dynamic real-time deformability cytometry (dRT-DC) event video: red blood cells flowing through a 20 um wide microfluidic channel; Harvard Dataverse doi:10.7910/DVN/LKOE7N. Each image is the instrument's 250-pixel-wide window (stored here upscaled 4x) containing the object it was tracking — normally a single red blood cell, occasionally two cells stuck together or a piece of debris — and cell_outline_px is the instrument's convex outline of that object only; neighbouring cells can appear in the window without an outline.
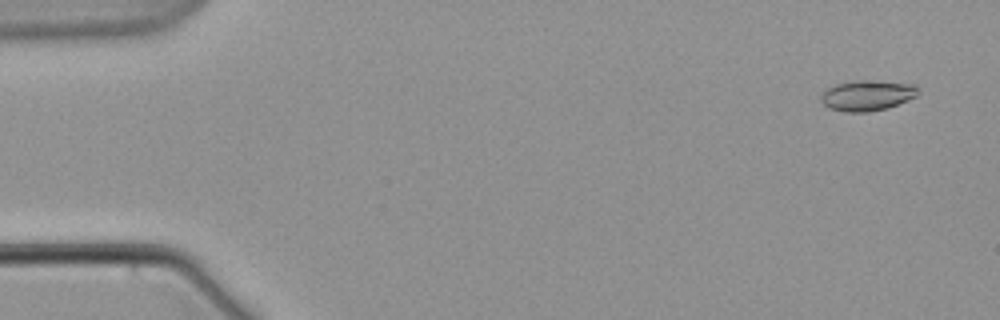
{"species": "common noctule bat (a hibernating species)", "species_latin": "Nyctalus noctula", "temperature_condition": "warm", "stored_images_in_passage": 6, "camera_frame_rate_fps": 3000, "um_per_image_px": 0.085, "animal": {"sex": "male", "body_mass_g": 21.5, "forearm_length_mm": 52.0}, "frame": {"image": 1, "passage_image": 2, "time_ms": 1.0, "image_size_px": [1000, 320], "cell_outline_px": [[920, 88], [916, 96], [908, 100], [888, 108], [868, 112], [844, 112], [832, 108], [824, 104], [820, 100], [820, 96], [828, 88], [836, 84], [856, 80], [876, 80], [916, 84]], "centroid_in_image_um": [73.76, 8.1], "position_along_channel_um": 11.2, "area_um2": 17.4}}
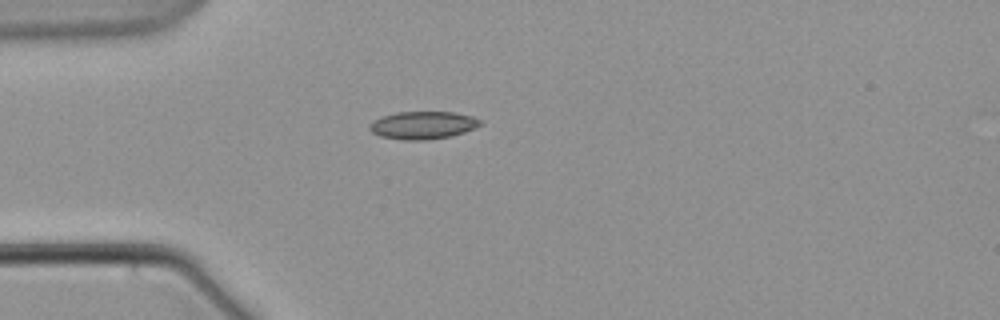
{"frame": {"image": 2, "passage_image": 6, "time_ms": 6.0, "image_size_px": [1000, 320], "cell_outline_px": [[484, 124], [476, 128], [452, 136], [428, 140], [400, 140], [380, 136], [372, 132], [368, 128], [380, 116], [396, 112], [452, 112], [472, 116], [484, 120]], "centroid_in_image_um": [36.0, 10.64], "position_along_channel_um": 49.0, "area_um2": 18.09}}